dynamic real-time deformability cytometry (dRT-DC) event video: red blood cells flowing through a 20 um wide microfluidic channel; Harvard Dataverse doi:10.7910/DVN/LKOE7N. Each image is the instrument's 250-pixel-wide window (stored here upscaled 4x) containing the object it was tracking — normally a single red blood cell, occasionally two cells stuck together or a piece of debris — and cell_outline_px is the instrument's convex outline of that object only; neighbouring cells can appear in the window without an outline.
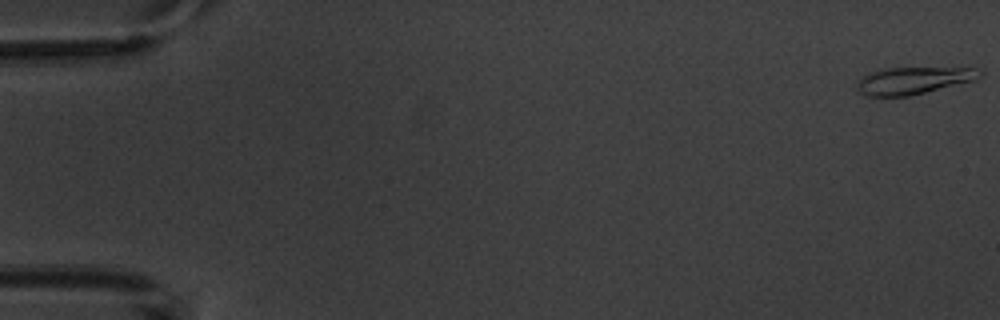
{"species": "common noctule bat (a hibernating species)", "species_latin": "Nyctalus noctula", "temperature_condition": "warm", "stored_images_in_passage": 5, "camera_frame_rate_fps": 3000, "um_per_image_px": 0.085, "animal": {"sex": "male", "body_mass_g": 20.1, "forearm_length_mm": 53.5}, "frame": {"image": 1, "passage_image": 1, "time_ms": 0.0, "image_size_px": [1000, 320], "cell_outline_px": [[984, 72], [980, 76], [972, 80], [908, 96], [864, 96], [856, 88], [856, 80], [872, 72], [884, 68], [972, 68]], "centroid_in_image_um": [77.54, 6.84], "position_along_channel_um": 7.5, "area_um2": 19.02}}